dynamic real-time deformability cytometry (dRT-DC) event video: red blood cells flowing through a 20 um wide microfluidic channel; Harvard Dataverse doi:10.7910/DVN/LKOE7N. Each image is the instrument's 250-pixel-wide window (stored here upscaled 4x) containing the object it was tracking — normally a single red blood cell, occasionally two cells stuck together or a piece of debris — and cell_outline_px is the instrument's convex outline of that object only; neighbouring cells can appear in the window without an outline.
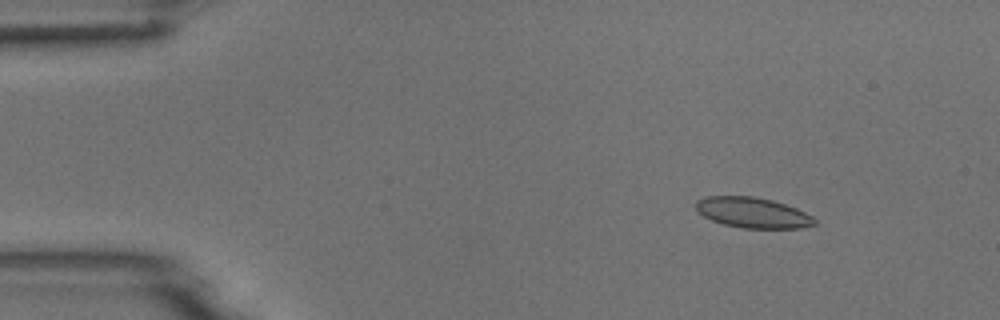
{"species": "common noctule bat (a hibernating species)", "species_latin": "Nyctalus noctula", "temperature_condition": "room temperature", "stored_images_in_passage": 7, "camera_frame_rate_fps": 3000, "um_per_image_px": 0.085, "animal": {"sex": "male", "body_mass_g": 18.8}, "frame": {"image": 1, "passage_image": 3, "time_ms": 2.0, "image_size_px": [1000, 320], "cell_outline_px": [[816, 224], [800, 228], [744, 228], [724, 224], [712, 220], [704, 216], [696, 208], [696, 200], [704, 196], [752, 196], [772, 200], [796, 208], [812, 216], [816, 220]], "centroid_in_image_um": [63.98, 18.07], "position_along_channel_um": 21.0, "area_um2": 20.92}}
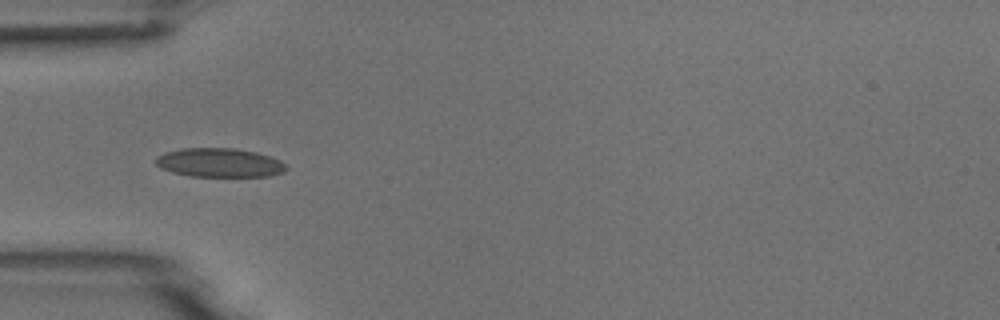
{"frame": {"image": 2, "passage_image": 6, "time_ms": 5.333, "image_size_px": [1000, 320], "cell_outline_px": [[288, 168], [284, 172], [268, 176], [192, 176], [172, 172], [160, 168], [156, 164], [156, 156], [164, 152], [180, 148], [236, 148], [256, 152], [280, 160]], "centroid_in_image_um": [18.63, 13.82], "position_along_channel_um": 66.4, "area_um2": 22.02}}